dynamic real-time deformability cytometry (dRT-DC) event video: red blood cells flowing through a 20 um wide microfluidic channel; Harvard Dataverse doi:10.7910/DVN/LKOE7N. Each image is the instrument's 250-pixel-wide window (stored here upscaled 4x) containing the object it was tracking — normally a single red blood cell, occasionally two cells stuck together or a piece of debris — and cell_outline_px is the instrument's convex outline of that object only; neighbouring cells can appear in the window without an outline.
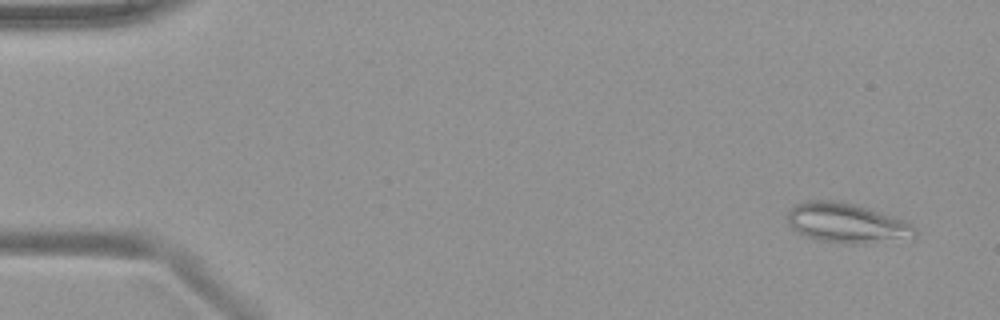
{"species": "common noctule bat (a hibernating species)", "species_latin": "Nyctalus noctula", "temperature_condition": "warm", "stored_images_in_passage": 50, "camera_frame_rate_fps": 3000, "um_per_image_px": 0.085, "animal": {"sex": "female", "body_mass_g": 19.9}, "frame": {"image": 1, "passage_image": 3, "time_ms": 0.667, "image_size_px": [1000, 320], "cell_outline_px": [[916, 232], [912, 236], [864, 244], [844, 244], [820, 240], [808, 236], [792, 228], [788, 224], [788, 212], [796, 204], [804, 200], [840, 200], [856, 204], [908, 220], [916, 228]], "centroid_in_image_um": [71.97, 18.93], "position_along_channel_um": 13.0, "area_um2": 29.54}}
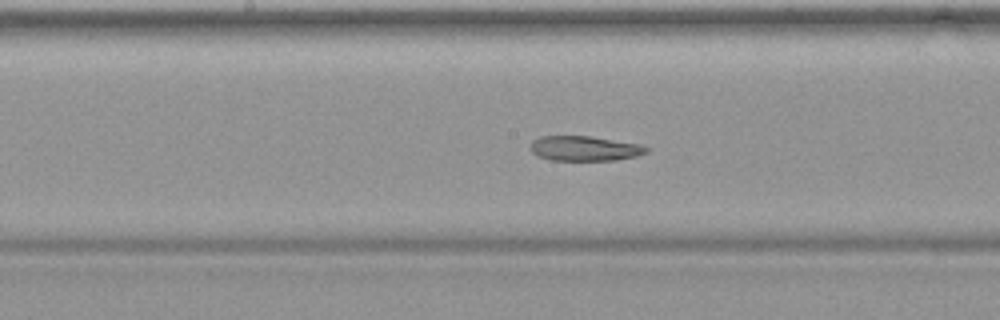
{"frame": {"image": 2, "passage_image": 26, "time_ms": 8.333, "image_size_px": [1000, 320], "cell_outline_px": [[648, 152], [636, 156], [616, 160], [552, 160], [536, 156], [528, 148], [532, 140], [540, 136], [592, 136], [640, 144], [648, 148]], "centroid_in_image_um": [49.65, 12.61], "position_along_channel_um": 198.6, "area_um2": 16.99}}
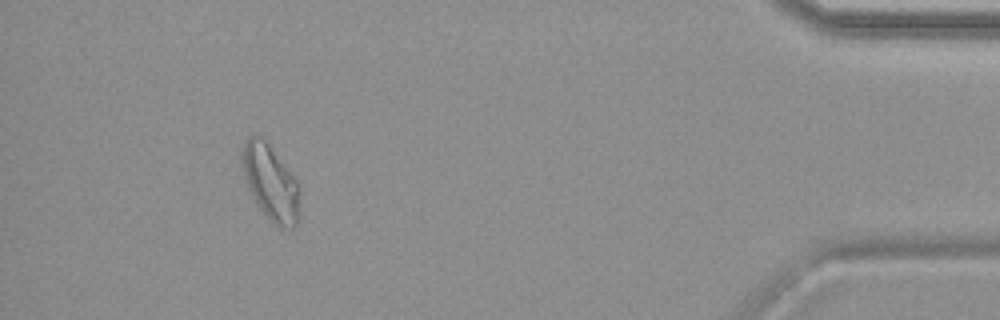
{"frame": {"image": 3, "passage_image": 46, "time_ms": 15.0, "image_size_px": [1000, 320], "cell_outline_px": [[300, 220], [296, 228], [280, 228], [260, 208], [252, 196], [248, 188], [244, 176], [240, 160], [240, 152], [248, 136], [260, 136], [268, 144], [296, 180], [300, 212]], "centroid_in_image_um": [22.98, 15.54], "position_along_channel_um": 412.2, "area_um2": 25.03}}